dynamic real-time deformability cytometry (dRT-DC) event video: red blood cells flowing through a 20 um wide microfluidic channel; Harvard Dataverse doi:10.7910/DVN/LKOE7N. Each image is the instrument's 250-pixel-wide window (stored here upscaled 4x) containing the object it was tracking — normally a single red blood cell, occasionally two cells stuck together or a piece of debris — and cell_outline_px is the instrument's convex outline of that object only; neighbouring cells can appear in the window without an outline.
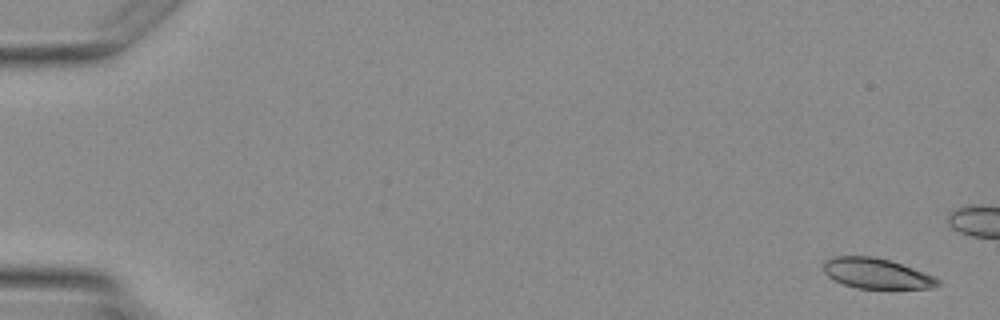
{"species": "Egyptian fruit bat (a non-hibernating species)", "species_latin": "Rousettus aegyptiacus", "temperature_condition": "warm", "stored_images_in_passage": 3, "segment_of_instrument_passage": [2, 2], "camera_frame_rate_fps": 3000, "um_per_image_px": 0.085, "animal": {"sex": "female"}, "frame": {"image": 1, "passage_image": 3, "time_ms": 2.667, "image_size_px": [1000, 320], "cell_outline_px": [[940, 284], [932, 288], [856, 288], [844, 284], [828, 276], [824, 272], [824, 260], [832, 256], [872, 256], [888, 260], [912, 268], [932, 276], [940, 280]], "centroid_in_image_um": [74.46, 23.24], "position_along_channel_um": 10.5, "area_um2": 19.88}}